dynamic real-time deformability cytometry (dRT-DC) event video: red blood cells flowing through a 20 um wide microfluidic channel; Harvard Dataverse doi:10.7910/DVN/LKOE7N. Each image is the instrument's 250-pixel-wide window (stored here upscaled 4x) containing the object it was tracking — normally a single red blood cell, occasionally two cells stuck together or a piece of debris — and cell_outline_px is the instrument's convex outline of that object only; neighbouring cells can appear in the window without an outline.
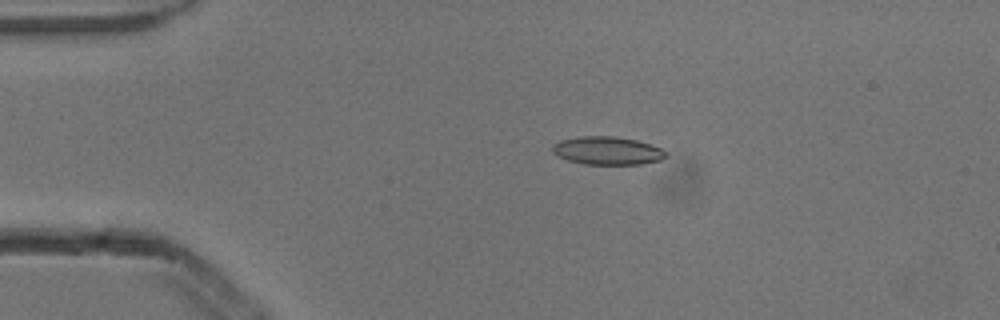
{"species": "common noctule bat (a hibernating species)", "species_latin": "Nyctalus noctula", "temperature_condition": "cold", "stored_images_in_passage": 4, "camera_frame_rate_fps": 3000, "um_per_image_px": 0.085, "animal": {"sex": "male", "body_mass_g": 13.3}, "frame": {"image": 1, "passage_image": 3, "time_ms": 0.667, "image_size_px": [1000, 320], "cell_outline_px": [[668, 156], [660, 160], [644, 164], [584, 164], [568, 160], [552, 152], [552, 144], [560, 140], [580, 136], [616, 136], [636, 140], [660, 148], [668, 152]], "centroid_in_image_um": [51.64, 12.8], "position_along_channel_um": 33.4, "area_um2": 18.61}}